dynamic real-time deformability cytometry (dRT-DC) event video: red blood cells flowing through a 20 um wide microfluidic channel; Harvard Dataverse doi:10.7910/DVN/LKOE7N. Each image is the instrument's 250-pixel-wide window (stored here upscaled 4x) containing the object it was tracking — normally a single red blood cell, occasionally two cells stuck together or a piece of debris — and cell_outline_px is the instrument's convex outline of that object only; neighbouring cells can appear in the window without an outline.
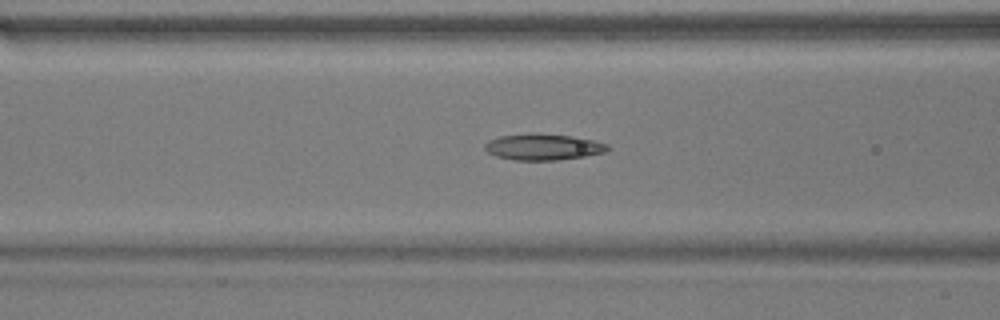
{"species": "common noctule bat (a hibernating species)", "species_latin": "Nyctalus noctula", "temperature_condition": "warm", "stored_images_in_passage": 45, "camera_frame_rate_fps": 3000, "um_per_image_px": 0.085, "animal": {"sex": "male", "body_mass_g": 17.9}, "frame": {"image": 1, "passage_image": 13, "time_ms": 4.0, "image_size_px": [1000, 320], "cell_outline_px": [[612, 148], [604, 152], [584, 156], [556, 160], [512, 160], [496, 156], [488, 152], [484, 148], [484, 144], [488, 140], [500, 136], [528, 132], [536, 132], [572, 136], [592, 140], [608, 144]], "centroid_in_image_um": [46.14, 12.47], "position_along_channel_um": 120.5, "area_um2": 19.02}}
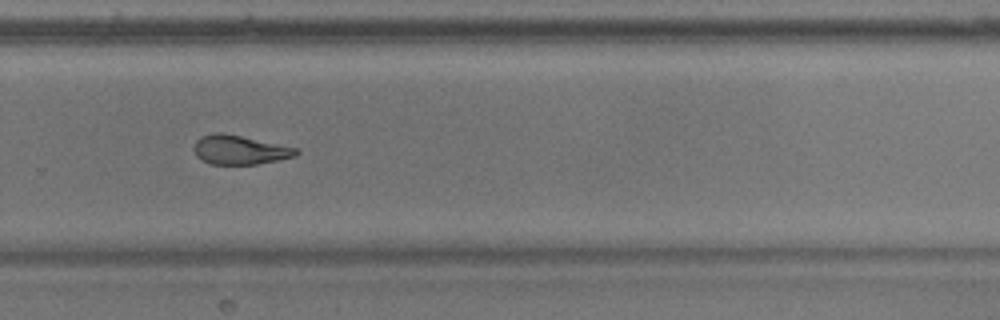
{"frame": {"image": 2, "passage_image": 28, "time_ms": 9.0, "image_size_px": [1000, 320], "cell_outline_px": [[300, 152], [296, 156], [280, 160], [256, 164], [212, 164], [200, 160], [196, 156], [196, 140], [200, 136], [216, 132], [224, 132], [296, 148]], "centroid_in_image_um": [20.38, 12.74], "position_along_channel_um": 309.4, "area_um2": 17.28}}
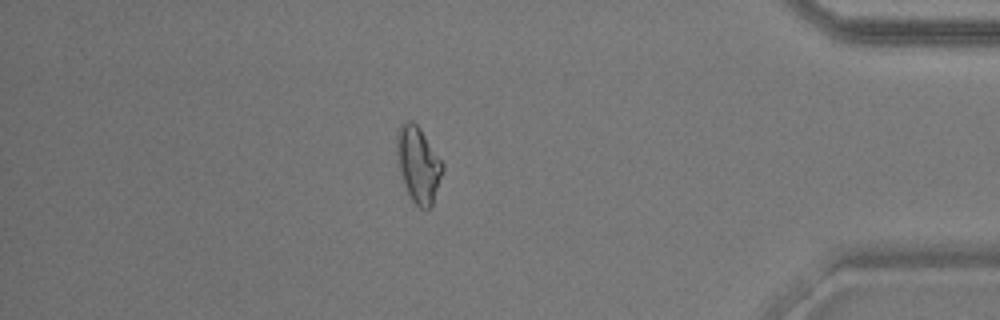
{"frame": {"image": 3, "passage_image": 38, "time_ms": 12.333, "image_size_px": [1000, 320], "cell_outline_px": [[444, 168], [432, 204], [428, 208], [420, 208], [412, 200], [404, 184], [396, 152], [396, 136], [400, 124], [404, 120], [412, 120], [420, 128], [444, 164]], "centroid_in_image_um": [35.55, 13.93], "position_along_channel_um": 399.7, "area_um2": 20.0}, "authors_computed_cell_mechanics": {"area_um2": 19.0162, "velocity_mm_per_s": 3.7835, "shape_relaxation_time_tau1_ms": null, "shape_relaxation_time_tau2_ms": 4.3918, "deformation_change_tau1": null, "deformation_change_tau2": 0.1179}}